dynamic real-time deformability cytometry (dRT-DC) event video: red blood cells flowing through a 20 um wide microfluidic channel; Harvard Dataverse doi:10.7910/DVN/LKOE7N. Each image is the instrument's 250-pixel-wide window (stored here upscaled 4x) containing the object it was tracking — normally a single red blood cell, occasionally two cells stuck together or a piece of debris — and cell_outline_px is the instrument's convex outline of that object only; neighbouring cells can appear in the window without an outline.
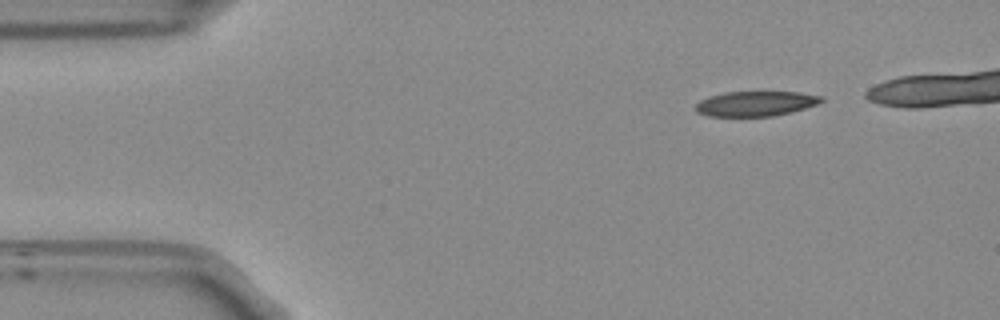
{"species": "Egyptian fruit bat (a non-hibernating species)", "species_latin": "Rousettus aegyptiacus", "temperature_condition": "room temperature", "stored_images_in_passage": 41, "camera_frame_rate_fps": 3000, "um_per_image_px": 0.085, "frame": {"image": 1, "passage_image": 1, "time_ms": 0.0, "image_size_px": [1000, 320], "cell_outline_px": [[824, 100], [816, 104], [792, 112], [772, 116], [708, 116], [696, 112], [696, 104], [700, 100], [708, 96], [724, 92], [800, 92], [824, 96]], "centroid_in_image_um": [64.23, 8.8], "position_along_channel_um": 20.8, "area_um2": 18.32}}
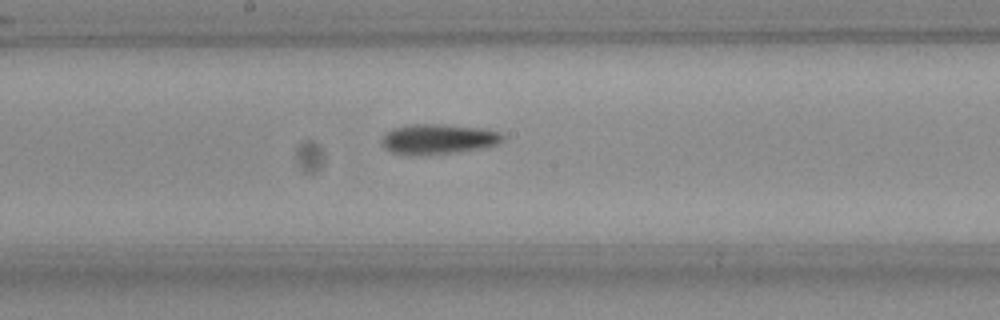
{"frame": {"image": 2, "passage_image": 22, "time_ms": 7.0, "image_size_px": [1000, 320], "cell_outline_px": [[504, 140], [496, 144], [484, 148], [456, 152], [420, 156], [412, 156], [392, 152], [384, 148], [380, 144], [380, 140], [392, 128], [408, 124], [444, 124], [484, 128], [500, 132], [504, 136]], "centroid_in_image_um": [37.23, 11.83], "position_along_channel_um": 211.0, "area_um2": 21.68}}
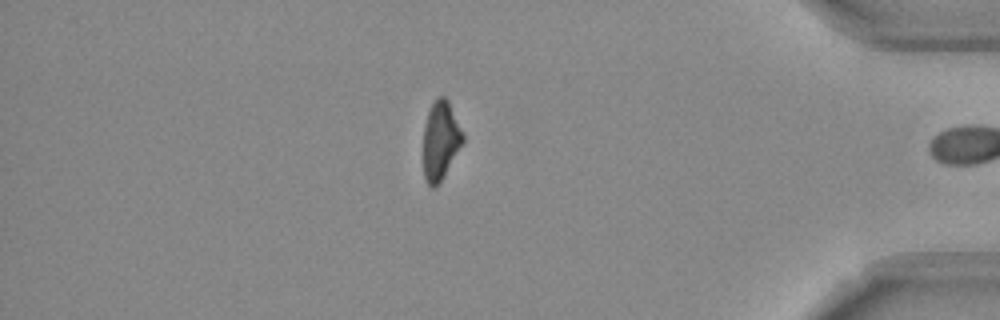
{"frame": {"image": 3, "passage_image": 40, "time_ms": 13.0, "image_size_px": [1000, 320], "cell_outline_px": [[464, 140], [436, 188], [428, 188], [424, 176], [424, 124], [428, 112], [436, 96], [444, 96], [448, 100], [464, 136]], "centroid_in_image_um": [37.42, 11.94], "position_along_channel_um": 397.8, "area_um2": 17.86}}